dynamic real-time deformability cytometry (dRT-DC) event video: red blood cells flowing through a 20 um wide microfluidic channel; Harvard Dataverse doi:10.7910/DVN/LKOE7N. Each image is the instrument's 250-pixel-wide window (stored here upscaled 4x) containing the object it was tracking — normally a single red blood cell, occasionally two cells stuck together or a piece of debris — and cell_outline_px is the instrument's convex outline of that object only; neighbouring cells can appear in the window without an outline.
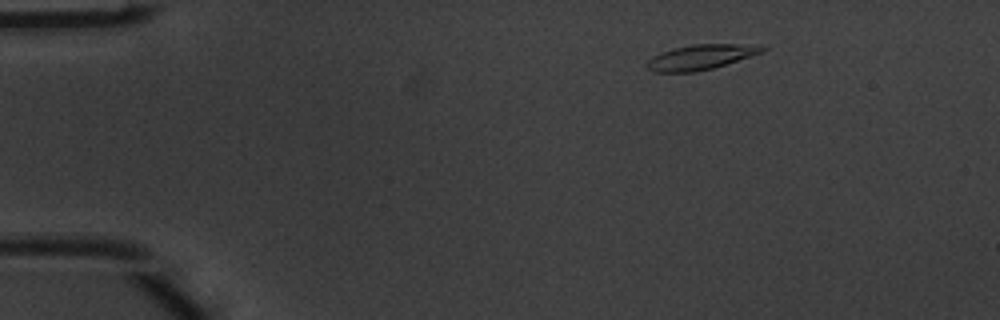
{"species": "common noctule bat (a hibernating species)", "species_latin": "Nyctalus noctula", "temperature_condition": "warm", "stored_images_in_passage": 4, "camera_frame_rate_fps": 3000, "um_per_image_px": 0.085, "animal": {"sex": "male", "body_mass_g": 20.1, "forearm_length_mm": 53.5}, "frame": {"image": 1, "passage_image": 1, "time_ms": 0.0, "image_size_px": [1000, 320], "cell_outline_px": [[768, 48], [764, 52], [712, 68], [696, 72], [652, 72], [644, 64], [652, 56], [676, 48], [692, 44], [760, 44]], "centroid_in_image_um": [59.6, 4.85], "position_along_channel_um": 25.4, "area_um2": 16.82}}